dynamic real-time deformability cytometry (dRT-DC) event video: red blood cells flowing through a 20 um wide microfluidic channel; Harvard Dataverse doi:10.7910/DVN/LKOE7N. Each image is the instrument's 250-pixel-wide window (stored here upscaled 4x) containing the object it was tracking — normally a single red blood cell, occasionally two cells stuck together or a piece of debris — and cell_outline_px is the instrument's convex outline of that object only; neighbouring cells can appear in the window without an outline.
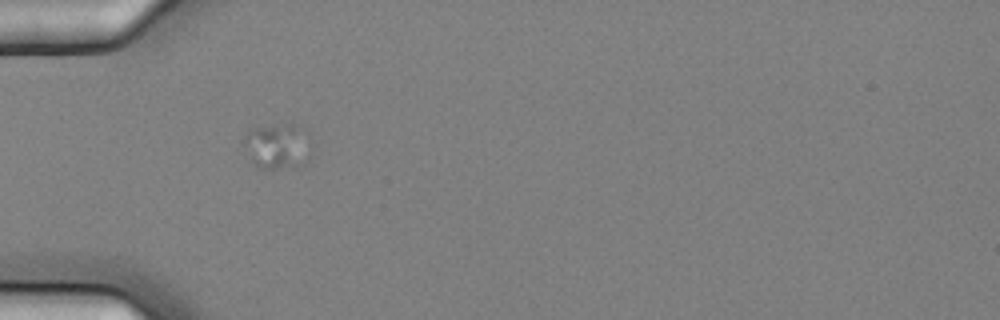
{"species": "common noctule bat (a hibernating species)", "species_latin": "Nyctalus noctula", "temperature_condition": "cold", "stored_images_in_passage": 2, "camera_frame_rate_fps": 3000, "um_per_image_px": 0.085, "animal": {"sex": "female", "body_mass_g": 25.1}, "frame": {"image": 1, "passage_image": 1, "time_ms": 0.0, "image_size_px": [1000, 320], "cell_outline_px": [[308, 160], [300, 168], [256, 168], [252, 160], [244, 140], [248, 132], [252, 128], [292, 120], [308, 156]], "centroid_in_image_um": [23.48, 12.44], "position_along_channel_um": 61.5, "area_um2": 16.82}}
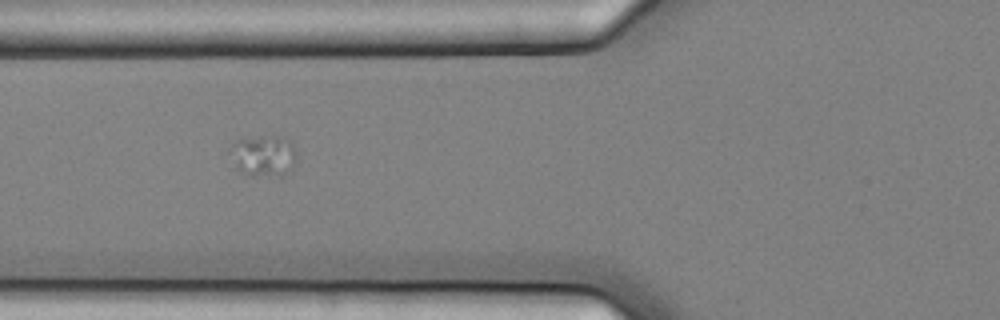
{"frame": {"image": 2, "passage_image": 2, "time_ms": 0.333, "image_size_px": [1000, 320], "cell_outline_px": [[296, 160], [292, 168], [280, 176], [252, 176], [240, 172], [236, 168], [236, 140], [260, 136], [276, 136], [292, 144], [296, 152]], "centroid_in_image_um": [22.5, 13.27], "position_along_channel_um": 103.3, "area_um2": 15.14}}